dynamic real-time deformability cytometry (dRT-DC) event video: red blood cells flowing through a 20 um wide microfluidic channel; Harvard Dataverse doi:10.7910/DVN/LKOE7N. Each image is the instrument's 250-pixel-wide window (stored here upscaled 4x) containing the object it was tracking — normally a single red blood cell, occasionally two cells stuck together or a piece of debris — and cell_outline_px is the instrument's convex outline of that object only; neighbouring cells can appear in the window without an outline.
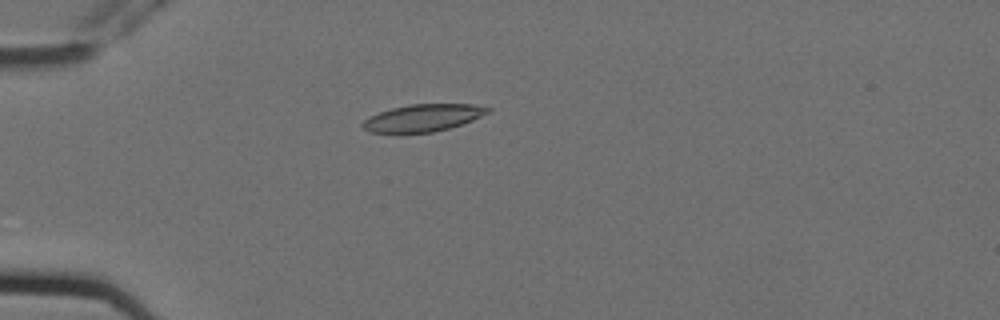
{"species": "Egyptian fruit bat (a non-hibernating species)", "species_latin": "Rousettus aegyptiacus", "temperature_condition": "cold", "stored_images_in_passage": 12, "camera_frame_rate_fps": 3000, "um_per_image_px": 0.085, "animal": {"sex": "female"}, "frame": {"image": 1, "passage_image": 5, "time_ms": 1.333, "image_size_px": [1000, 320], "cell_outline_px": [[492, 108], [488, 112], [472, 120], [448, 128], [432, 132], [368, 132], [360, 124], [364, 120], [380, 112], [392, 108], [412, 104], [472, 104]], "centroid_in_image_um": [35.95, 10.01], "position_along_channel_um": 49.1, "area_um2": 19.36}}
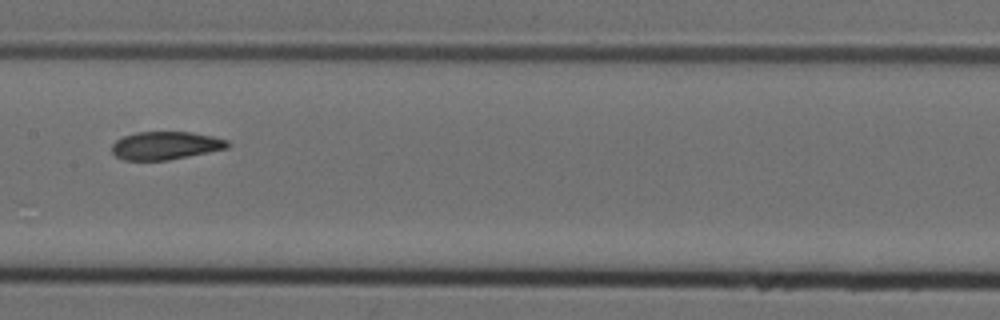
{"frame": {"image": 2, "passage_image": 9, "time_ms": 2.667, "image_size_px": [1000, 320], "cell_outline_px": [[232, 144], [228, 148], [168, 160], [124, 160], [116, 156], [112, 152], [112, 144], [116, 140], [124, 136], [136, 132], [192, 132], [212, 136], [228, 140]], "centroid_in_image_um": [14.09, 12.37], "position_along_channel_um": 193.3, "area_um2": 18.9}}
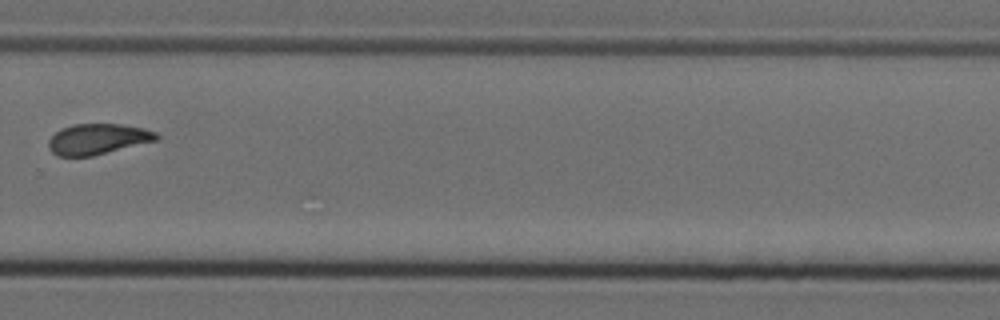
{"frame": {"image": 3, "passage_image": 12, "time_ms": 3.667, "image_size_px": [1000, 320], "cell_outline_px": [[160, 136], [156, 140], [92, 156], [56, 156], [48, 148], [48, 140], [60, 128], [72, 124], [120, 124], [144, 128], [156, 132]], "centroid_in_image_um": [8.27, 11.81], "position_along_channel_um": 321.5, "area_um2": 19.25}}